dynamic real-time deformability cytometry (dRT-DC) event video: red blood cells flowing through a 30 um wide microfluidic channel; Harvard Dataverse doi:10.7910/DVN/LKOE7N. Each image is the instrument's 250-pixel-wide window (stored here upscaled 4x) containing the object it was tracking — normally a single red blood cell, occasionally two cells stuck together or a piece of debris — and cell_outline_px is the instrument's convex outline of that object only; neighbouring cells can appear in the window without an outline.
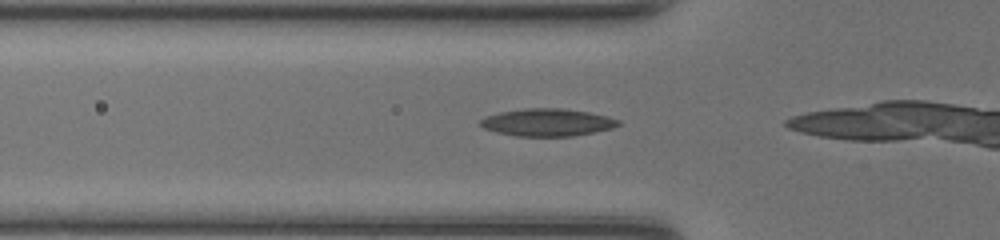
{"species": "common noctule bat (a hibernating species)", "species_latin": "Nyctalus noctula", "temperature_condition": "room temperature", "stored_images_in_passage": 18, "camera_frame_rate_fps": 3000, "um_per_image_px": 0.085, "animal": {"sex": "female", "body_mass_g": 20.0, "forearm_length_mm": 54.0}, "frame": {"image": 1, "passage_image": 11, "time_ms": 3.333, "image_size_px": [1000, 240], "cell_outline_px": [[620, 124], [612, 128], [572, 136], [516, 136], [496, 132], [484, 128], [480, 124], [480, 120], [484, 116], [500, 112], [524, 108], [564, 108], [588, 112], [608, 116], [620, 120]], "centroid_in_image_um": [46.51, 10.39], "position_along_channel_um": 79.3, "area_um2": 22.08}}
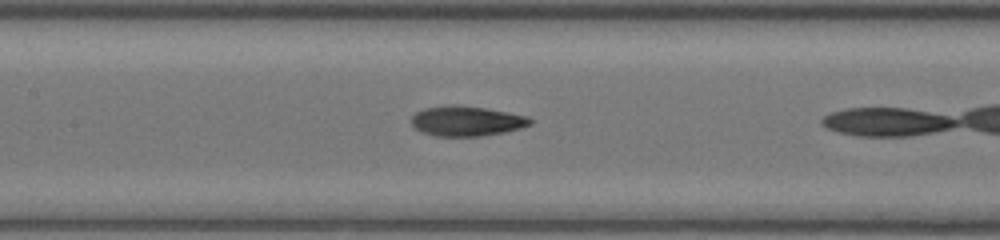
{"frame": {"image": 2, "passage_image": 17, "time_ms": 5.333, "image_size_px": [1000, 240], "cell_outline_px": [[532, 124], [520, 128], [504, 132], [480, 136], [436, 136], [424, 132], [416, 128], [412, 124], [412, 116], [416, 112], [424, 108], [452, 104], [456, 104], [484, 108], [508, 112], [528, 116], [532, 120]], "centroid_in_image_um": [39.67, 10.28], "position_along_channel_um": 167.7, "area_um2": 20.69}}